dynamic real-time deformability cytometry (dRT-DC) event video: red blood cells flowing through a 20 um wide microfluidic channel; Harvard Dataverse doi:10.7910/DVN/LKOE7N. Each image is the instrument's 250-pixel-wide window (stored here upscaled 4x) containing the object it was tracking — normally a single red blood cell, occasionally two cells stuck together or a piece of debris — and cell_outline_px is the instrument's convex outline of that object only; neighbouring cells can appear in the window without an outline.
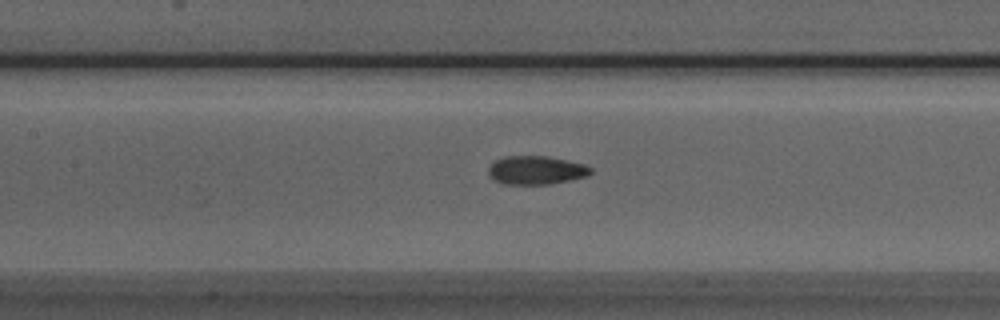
{"species": "Egyptian fruit bat (a non-hibernating species)", "species_latin": "Rousettus aegyptiacus", "temperature_condition": "room temperature", "stored_images_in_passage": 40, "camera_frame_rate_fps": 3000, "um_per_image_px": 0.085, "animal": {"sex": "male"}, "frame": {"image": 1, "passage_image": 16, "time_ms": 5.0, "image_size_px": [1000, 320], "cell_outline_px": [[592, 172], [584, 176], [568, 180], [548, 184], [504, 184], [496, 180], [488, 172], [488, 168], [496, 160], [504, 156], [548, 156], [584, 164], [592, 168]], "centroid_in_image_um": [45.56, 14.45], "position_along_channel_um": 161.8, "area_um2": 16.7}}
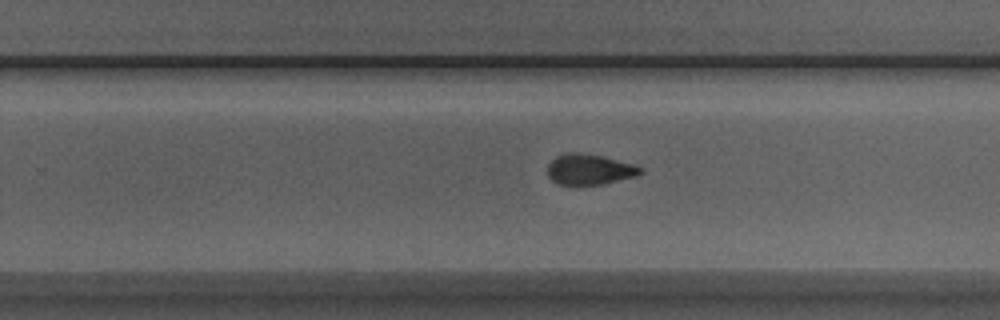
{"frame": {"image": 2, "passage_image": 25, "time_ms": 8.0, "image_size_px": [1000, 320], "cell_outline_px": [[644, 172], [636, 176], [604, 184], [576, 188], [556, 184], [548, 176], [548, 164], [556, 156], [564, 152], [576, 152], [604, 156], [632, 164], [644, 168]], "centroid_in_image_um": [50.07, 14.44], "position_along_channel_um": 279.7, "area_um2": 17.34}}
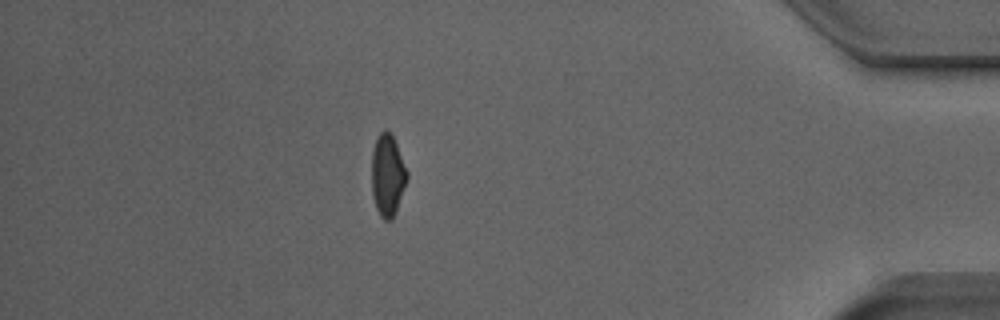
{"frame": {"image": 3, "passage_image": 38, "time_ms": 12.333, "image_size_px": [1000, 320], "cell_outline_px": [[408, 176], [396, 212], [392, 220], [384, 220], [380, 216], [376, 208], [372, 196], [372, 148], [376, 136], [384, 128], [388, 128], [396, 144], [408, 172]], "centroid_in_image_um": [32.93, 14.87], "position_along_channel_um": 402.3, "area_um2": 17.05}, "authors_computed_cell_mechanics": {"area_um2": 16.9932, "velocity_mm_per_s": 3.944, "shape_relaxation_time_tau1_ms": 5.8126, "shape_relaxation_time_tau2_ms": 1.4737, "deformation_change_tau1": 0.1741, "deformation_change_tau2": 0.073}}